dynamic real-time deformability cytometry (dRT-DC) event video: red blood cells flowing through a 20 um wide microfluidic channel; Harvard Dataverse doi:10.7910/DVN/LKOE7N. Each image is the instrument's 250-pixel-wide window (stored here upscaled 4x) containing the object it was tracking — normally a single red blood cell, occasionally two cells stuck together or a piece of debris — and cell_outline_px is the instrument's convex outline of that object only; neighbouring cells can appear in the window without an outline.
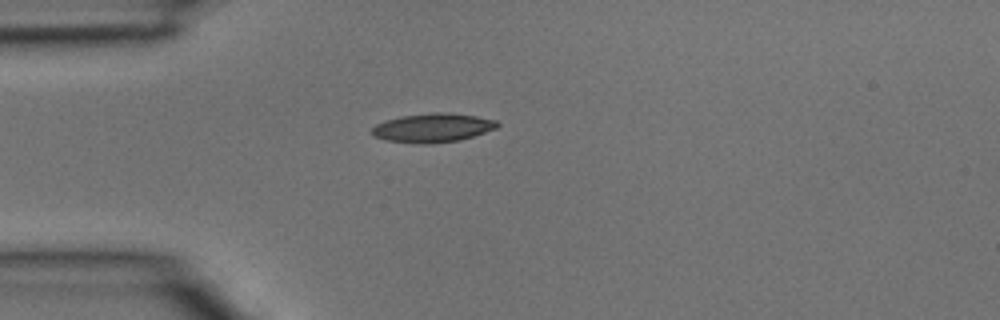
{"species": "common noctule bat (a hibernating species)", "species_latin": "Nyctalus noctula", "temperature_condition": "room temperature", "stored_images_in_passage": 1, "camera_frame_rate_fps": 3000, "um_per_image_px": 0.085, "animal": {"sex": "male", "body_mass_g": 15.6}, "frame": {"image": 1, "passage_image": 1, "time_ms": 0.0, "image_size_px": [1000, 320], "cell_outline_px": [[500, 124], [496, 128], [460, 140], [432, 144], [420, 144], [384, 140], [372, 136], [372, 128], [376, 124], [384, 120], [400, 116], [432, 112], [448, 112], [476, 116], [496, 120]], "centroid_in_image_um": [36.74, 10.86], "position_along_channel_um": 48.3, "area_um2": 21.33}}